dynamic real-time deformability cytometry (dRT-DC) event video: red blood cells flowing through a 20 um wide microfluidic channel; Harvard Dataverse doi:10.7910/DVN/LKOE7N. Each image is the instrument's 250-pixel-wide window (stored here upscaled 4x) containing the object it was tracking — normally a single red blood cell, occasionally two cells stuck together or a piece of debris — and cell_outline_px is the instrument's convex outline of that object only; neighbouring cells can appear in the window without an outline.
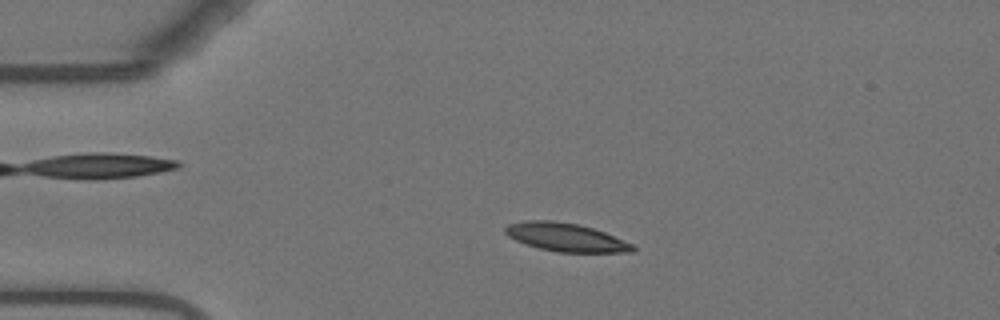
{"species": "Egyptian fruit bat (a non-hibernating species)", "species_latin": "Rousettus aegyptiacus", "temperature_condition": "warm", "stored_images_in_passage": 55, "camera_frame_rate_fps": 3000, "um_per_image_px": 0.085, "animal": {"sex": "female"}, "frame": {"image": 1, "passage_image": 12, "time_ms": 3.667, "image_size_px": [1000, 320], "cell_outline_px": [[636, 248], [632, 252], [556, 252], [524, 244], [508, 236], [504, 232], [504, 228], [508, 224], [524, 220], [552, 220], [576, 224], [592, 228], [604, 232], [632, 244]], "centroid_in_image_um": [48.04, 20.16], "position_along_channel_um": 37.0, "area_um2": 20.92}}
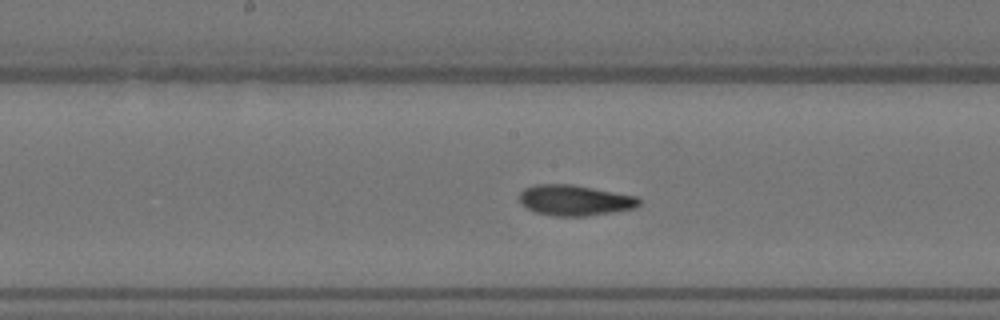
{"frame": {"image": 2, "passage_image": 28, "time_ms": 9.0, "image_size_px": [1000, 320], "cell_outline_px": [[640, 204], [636, 208], [612, 212], [584, 216], [552, 216], [536, 212], [520, 204], [520, 192], [524, 188], [536, 184], [572, 184], [636, 196], [640, 200]], "centroid_in_image_um": [48.84, 17.02], "position_along_channel_um": 199.4, "area_um2": 21.33}}
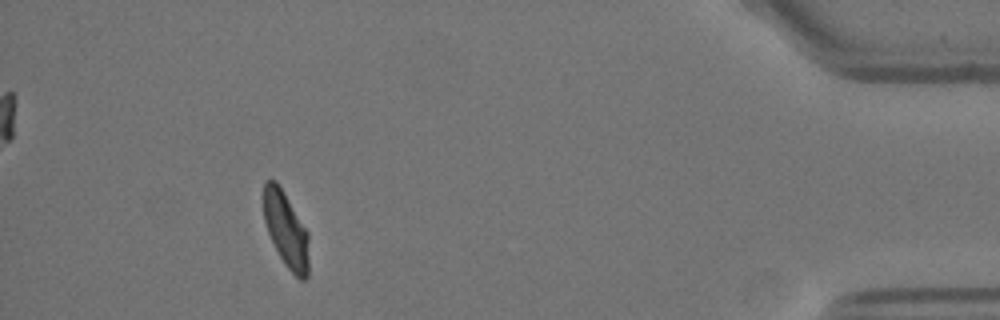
{"frame": {"image": 3, "passage_image": 50, "time_ms": 16.333, "image_size_px": [1000, 320], "cell_outline_px": [[308, 276], [304, 280], [300, 280], [284, 264], [268, 232], [264, 220], [264, 180], [276, 180], [308, 232]], "centroid_in_image_um": [24.31, 19.53], "position_along_channel_um": 410.9, "area_um2": 19.54}, "authors_computed_cell_mechanics": {"area_um2": 20.9236, "velocity_mm_per_s": 3.7029, "shape_relaxation_time_tau1_ms": 6.4576, "shape_relaxation_time_tau2_ms": 2.4284, "deformation_change_tau1": 0.1828, "deformation_change_tau2": 0.088}}